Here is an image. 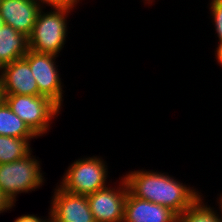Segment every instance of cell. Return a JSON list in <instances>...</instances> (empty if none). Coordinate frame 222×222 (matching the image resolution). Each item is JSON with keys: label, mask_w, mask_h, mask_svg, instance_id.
I'll return each mask as SVG.
<instances>
[{"label": "cell", "mask_w": 222, "mask_h": 222, "mask_svg": "<svg viewBox=\"0 0 222 222\" xmlns=\"http://www.w3.org/2000/svg\"><path fill=\"white\" fill-rule=\"evenodd\" d=\"M13 205L10 203V201L4 196V194L0 191V213L2 211L8 210Z\"/></svg>", "instance_id": "19"}, {"label": "cell", "mask_w": 222, "mask_h": 222, "mask_svg": "<svg viewBox=\"0 0 222 222\" xmlns=\"http://www.w3.org/2000/svg\"><path fill=\"white\" fill-rule=\"evenodd\" d=\"M37 0H0L4 23L29 37L40 10Z\"/></svg>", "instance_id": "10"}, {"label": "cell", "mask_w": 222, "mask_h": 222, "mask_svg": "<svg viewBox=\"0 0 222 222\" xmlns=\"http://www.w3.org/2000/svg\"><path fill=\"white\" fill-rule=\"evenodd\" d=\"M220 44L217 48V59H218V62H220V64L222 65V41H219Z\"/></svg>", "instance_id": "20"}, {"label": "cell", "mask_w": 222, "mask_h": 222, "mask_svg": "<svg viewBox=\"0 0 222 222\" xmlns=\"http://www.w3.org/2000/svg\"><path fill=\"white\" fill-rule=\"evenodd\" d=\"M5 23H4V20L2 19V16H1V14H0V28L4 25Z\"/></svg>", "instance_id": "22"}, {"label": "cell", "mask_w": 222, "mask_h": 222, "mask_svg": "<svg viewBox=\"0 0 222 222\" xmlns=\"http://www.w3.org/2000/svg\"><path fill=\"white\" fill-rule=\"evenodd\" d=\"M42 3H48L53 8L56 9H68L71 10L73 8V5L77 3V0H39Z\"/></svg>", "instance_id": "17"}, {"label": "cell", "mask_w": 222, "mask_h": 222, "mask_svg": "<svg viewBox=\"0 0 222 222\" xmlns=\"http://www.w3.org/2000/svg\"><path fill=\"white\" fill-rule=\"evenodd\" d=\"M0 135L25 138L27 141L37 135L20 119L3 100L0 103Z\"/></svg>", "instance_id": "13"}, {"label": "cell", "mask_w": 222, "mask_h": 222, "mask_svg": "<svg viewBox=\"0 0 222 222\" xmlns=\"http://www.w3.org/2000/svg\"><path fill=\"white\" fill-rule=\"evenodd\" d=\"M177 217L168 207L140 199L128 191L123 222H177Z\"/></svg>", "instance_id": "11"}, {"label": "cell", "mask_w": 222, "mask_h": 222, "mask_svg": "<svg viewBox=\"0 0 222 222\" xmlns=\"http://www.w3.org/2000/svg\"><path fill=\"white\" fill-rule=\"evenodd\" d=\"M177 222H221V220L210 207L202 205V199L199 198L191 207L178 215Z\"/></svg>", "instance_id": "15"}, {"label": "cell", "mask_w": 222, "mask_h": 222, "mask_svg": "<svg viewBox=\"0 0 222 222\" xmlns=\"http://www.w3.org/2000/svg\"><path fill=\"white\" fill-rule=\"evenodd\" d=\"M0 70L3 95H39L36 79L25 57L2 66Z\"/></svg>", "instance_id": "9"}, {"label": "cell", "mask_w": 222, "mask_h": 222, "mask_svg": "<svg viewBox=\"0 0 222 222\" xmlns=\"http://www.w3.org/2000/svg\"><path fill=\"white\" fill-rule=\"evenodd\" d=\"M124 179L133 196L168 207L177 215L191 207L201 196L161 173L134 171Z\"/></svg>", "instance_id": "1"}, {"label": "cell", "mask_w": 222, "mask_h": 222, "mask_svg": "<svg viewBox=\"0 0 222 222\" xmlns=\"http://www.w3.org/2000/svg\"><path fill=\"white\" fill-rule=\"evenodd\" d=\"M14 222H51V219H49V221H46L34 215H24L17 218Z\"/></svg>", "instance_id": "18"}, {"label": "cell", "mask_w": 222, "mask_h": 222, "mask_svg": "<svg viewBox=\"0 0 222 222\" xmlns=\"http://www.w3.org/2000/svg\"><path fill=\"white\" fill-rule=\"evenodd\" d=\"M210 7L214 18L216 32L219 40L222 41V0L212 1Z\"/></svg>", "instance_id": "16"}, {"label": "cell", "mask_w": 222, "mask_h": 222, "mask_svg": "<svg viewBox=\"0 0 222 222\" xmlns=\"http://www.w3.org/2000/svg\"><path fill=\"white\" fill-rule=\"evenodd\" d=\"M54 193L51 222H95L87 196L67 192L61 187Z\"/></svg>", "instance_id": "8"}, {"label": "cell", "mask_w": 222, "mask_h": 222, "mask_svg": "<svg viewBox=\"0 0 222 222\" xmlns=\"http://www.w3.org/2000/svg\"><path fill=\"white\" fill-rule=\"evenodd\" d=\"M106 165L100 158L77 160L67 170L60 187L70 193L88 196L106 188Z\"/></svg>", "instance_id": "5"}, {"label": "cell", "mask_w": 222, "mask_h": 222, "mask_svg": "<svg viewBox=\"0 0 222 222\" xmlns=\"http://www.w3.org/2000/svg\"><path fill=\"white\" fill-rule=\"evenodd\" d=\"M57 55L29 50L24 56L36 79L39 95L55 102L59 107L62 101V86L54 63Z\"/></svg>", "instance_id": "6"}, {"label": "cell", "mask_w": 222, "mask_h": 222, "mask_svg": "<svg viewBox=\"0 0 222 222\" xmlns=\"http://www.w3.org/2000/svg\"><path fill=\"white\" fill-rule=\"evenodd\" d=\"M30 155L29 152L19 160L0 164V191L12 205L19 192L36 189L43 182L39 162Z\"/></svg>", "instance_id": "2"}, {"label": "cell", "mask_w": 222, "mask_h": 222, "mask_svg": "<svg viewBox=\"0 0 222 222\" xmlns=\"http://www.w3.org/2000/svg\"><path fill=\"white\" fill-rule=\"evenodd\" d=\"M10 109L22 119L37 135L47 131L52 117L58 114L60 107L51 99L31 95H3Z\"/></svg>", "instance_id": "4"}, {"label": "cell", "mask_w": 222, "mask_h": 222, "mask_svg": "<svg viewBox=\"0 0 222 222\" xmlns=\"http://www.w3.org/2000/svg\"><path fill=\"white\" fill-rule=\"evenodd\" d=\"M29 50L26 35L6 24L0 28V68L24 57Z\"/></svg>", "instance_id": "12"}, {"label": "cell", "mask_w": 222, "mask_h": 222, "mask_svg": "<svg viewBox=\"0 0 222 222\" xmlns=\"http://www.w3.org/2000/svg\"><path fill=\"white\" fill-rule=\"evenodd\" d=\"M25 138L0 135V164L10 163L25 157L30 151Z\"/></svg>", "instance_id": "14"}, {"label": "cell", "mask_w": 222, "mask_h": 222, "mask_svg": "<svg viewBox=\"0 0 222 222\" xmlns=\"http://www.w3.org/2000/svg\"><path fill=\"white\" fill-rule=\"evenodd\" d=\"M48 14L40 10L29 39V49L40 53L58 54L66 38L68 9H54Z\"/></svg>", "instance_id": "3"}, {"label": "cell", "mask_w": 222, "mask_h": 222, "mask_svg": "<svg viewBox=\"0 0 222 222\" xmlns=\"http://www.w3.org/2000/svg\"><path fill=\"white\" fill-rule=\"evenodd\" d=\"M220 207H221V212H222V197H221V199H220ZM222 217V216H221ZM220 220H221V222H222V218H220Z\"/></svg>", "instance_id": "23"}, {"label": "cell", "mask_w": 222, "mask_h": 222, "mask_svg": "<svg viewBox=\"0 0 222 222\" xmlns=\"http://www.w3.org/2000/svg\"><path fill=\"white\" fill-rule=\"evenodd\" d=\"M4 100V96H3V90L1 87V83H0V103Z\"/></svg>", "instance_id": "21"}, {"label": "cell", "mask_w": 222, "mask_h": 222, "mask_svg": "<svg viewBox=\"0 0 222 222\" xmlns=\"http://www.w3.org/2000/svg\"><path fill=\"white\" fill-rule=\"evenodd\" d=\"M122 181L125 188L117 192L106 187L87 196L95 222H123L128 187L125 179Z\"/></svg>", "instance_id": "7"}]
</instances>
